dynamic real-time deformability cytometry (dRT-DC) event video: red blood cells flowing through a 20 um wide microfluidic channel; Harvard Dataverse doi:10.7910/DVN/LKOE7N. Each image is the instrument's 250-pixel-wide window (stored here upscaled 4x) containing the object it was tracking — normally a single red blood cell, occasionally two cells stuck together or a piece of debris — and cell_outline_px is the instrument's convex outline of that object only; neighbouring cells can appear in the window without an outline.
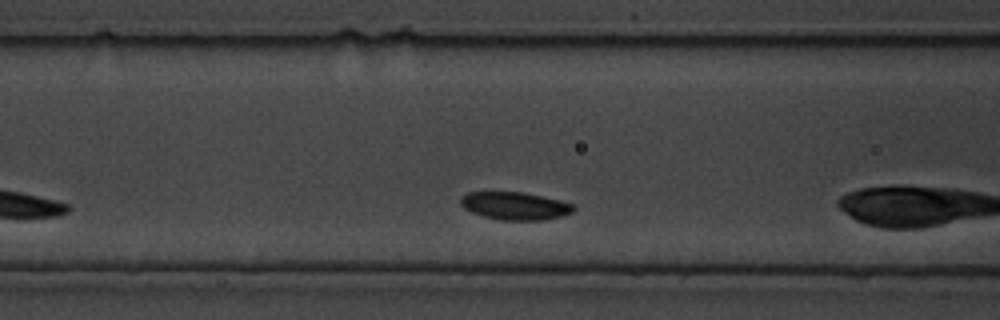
{"species": "common noctule bat (a hibernating species)", "species_latin": "Nyctalus noctula", "temperature_condition": "cold", "stored_images_in_passage": 47, "camera_frame_rate_fps": 3000, "um_per_image_px": 0.085, "animal": {"sex": "male", "body_mass_g": 19.5, "forearm_length_mm": 54.6}, "frame": {"image": 1, "passage_image": 8, "time_ms": 2.333, "image_size_px": [1000, 320], "cell_outline_px": [[576, 208], [572, 212], [560, 216], [544, 220], [500, 220], [484, 216], [472, 212], [464, 208], [460, 204], [460, 196], [468, 192], [524, 192], [560, 200], [576, 204]], "centroid_in_image_um": [43.78, 17.49], "position_along_channel_um": 122.8, "area_um2": 18.38}}